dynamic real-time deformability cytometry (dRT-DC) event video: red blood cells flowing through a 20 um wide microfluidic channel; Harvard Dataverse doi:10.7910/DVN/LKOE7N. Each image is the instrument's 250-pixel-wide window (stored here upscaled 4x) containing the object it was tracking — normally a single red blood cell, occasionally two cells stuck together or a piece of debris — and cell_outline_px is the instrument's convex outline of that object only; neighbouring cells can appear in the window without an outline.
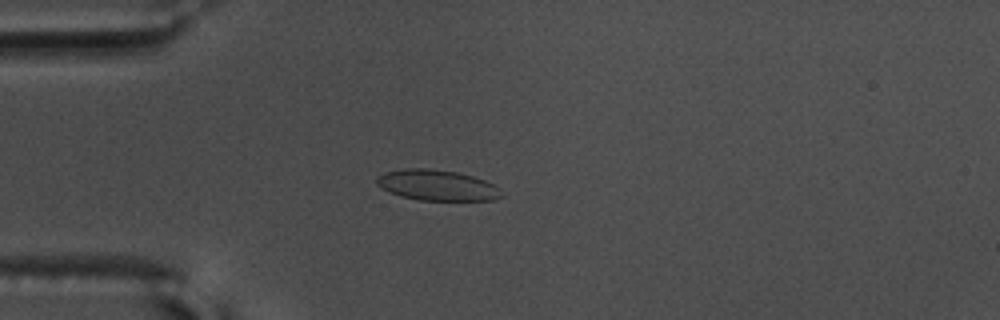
{"species": "common noctule bat (a hibernating species)", "species_latin": "Nyctalus noctula", "temperature_condition": "warm", "stored_images_in_passage": 56, "camera_frame_rate_fps": 3000, "um_per_image_px": 0.085, "animal": {"sex": "male", "body_mass_g": 17.5, "forearm_length_mm": 52.3}, "frame": {"image": 1, "passage_image": 15, "time_ms": 4.667, "image_size_px": [1000, 320], "cell_outline_px": [[504, 196], [492, 200], [420, 200], [400, 196], [388, 192], [376, 184], [376, 176], [384, 172], [404, 168], [432, 168], [456, 172], [472, 176], [484, 180], [500, 188]], "centroid_in_image_um": [37.12, 15.74], "position_along_channel_um": 47.9, "area_um2": 22.48}}
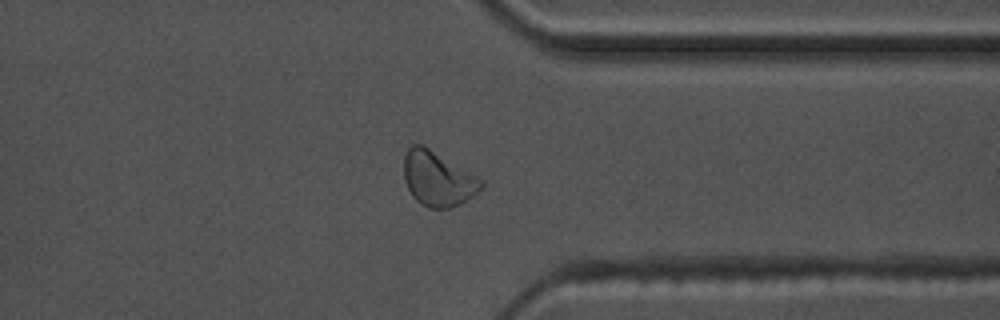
{"frame": {"image": 2, "passage_image": 44, "time_ms": 14.333, "image_size_px": [1000, 320], "cell_outline_px": [[484, 184], [472, 196], [460, 204], [448, 208], [428, 208], [420, 204], [412, 196], [404, 180], [404, 156], [408, 148], [412, 144], [420, 144], [428, 148], [484, 180]], "centroid_in_image_um": [37.19, 15.21], "position_along_channel_um": 374.2, "area_um2": 24.33}}
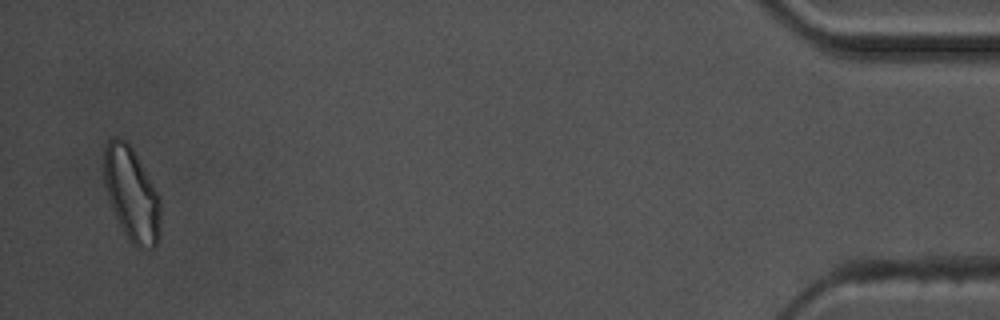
{"frame": {"image": 3, "passage_image": 55, "time_ms": 18.0, "image_size_px": [1000, 320], "cell_outline_px": [[160, 236], [156, 248], [136, 248], [128, 240], [112, 208], [104, 184], [104, 148], [108, 140], [116, 136], [124, 140], [132, 148], [152, 184], [160, 200]], "centroid_in_image_um": [11.19, 16.55], "position_along_channel_um": 424.0, "area_um2": 30.63}, "authors_computed_cell_mechanics": {"area_um2": 22.6576, "velocity_mm_per_s": 3.5718, "shape_relaxation_time_tau1_ms": null, "shape_relaxation_time_tau2_ms": 1.1483, "deformation_change_tau1": null, "deformation_change_tau2": 0.069}}